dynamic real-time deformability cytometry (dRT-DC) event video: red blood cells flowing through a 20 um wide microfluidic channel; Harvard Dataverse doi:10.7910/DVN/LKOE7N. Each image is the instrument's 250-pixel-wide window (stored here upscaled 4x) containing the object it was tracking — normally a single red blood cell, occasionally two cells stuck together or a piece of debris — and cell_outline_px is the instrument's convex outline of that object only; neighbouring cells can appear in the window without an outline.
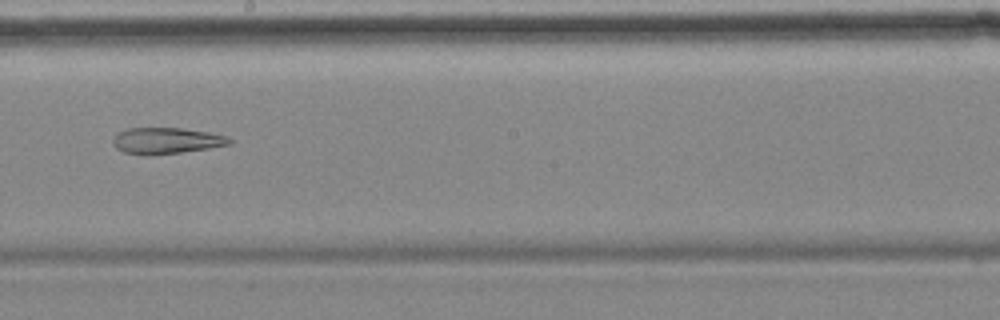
{"species": "common noctule bat (a hibernating species)", "species_latin": "Nyctalus noctula", "temperature_condition": "cold", "stored_images_in_passage": 7, "camera_frame_rate_fps": 3000, "um_per_image_px": 0.085, "animal": {"sex": "female", "body_mass_g": 18.4}, "frame": {"image": 1, "passage_image": 6, "time_ms": 6.0, "image_size_px": [1000, 320], "cell_outline_px": [[232, 144], [208, 148], [180, 152], [124, 152], [116, 148], [112, 144], [112, 140], [120, 132], [128, 128], [180, 128], [208, 132], [228, 136], [232, 140]], "centroid_in_image_um": [14.21, 11.91], "position_along_channel_um": 234.0, "area_um2": 16.94}}
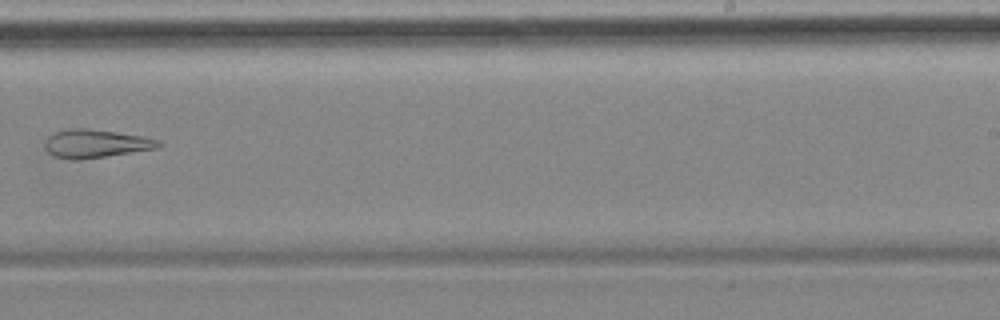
{"frame": {"image": 2, "passage_image": 7, "time_ms": 7.333, "image_size_px": [1000, 320], "cell_outline_px": [[164, 144], [160, 148], [76, 160], [72, 160], [56, 156], [48, 152], [44, 148], [44, 144], [48, 136], [64, 128], [88, 128], [144, 136], [160, 140]], "centroid_in_image_um": [8.16, 12.19], "position_along_channel_um": 280.8, "area_um2": 18.84}}